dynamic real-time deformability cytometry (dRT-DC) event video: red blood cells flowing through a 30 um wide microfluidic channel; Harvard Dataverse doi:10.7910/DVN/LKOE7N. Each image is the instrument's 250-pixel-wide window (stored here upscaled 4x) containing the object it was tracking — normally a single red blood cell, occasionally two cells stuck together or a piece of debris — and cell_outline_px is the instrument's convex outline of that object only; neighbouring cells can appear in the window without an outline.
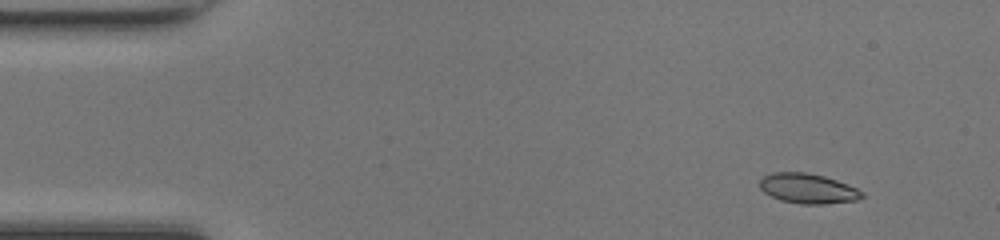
{"species": "common noctule bat (a hibernating species)", "species_latin": "Nyctalus noctula", "temperature_condition": "room temperature", "stored_images_in_passage": 48, "camera_frame_rate_fps": 3000, "um_per_image_px": 0.085, "animal": {"sex": "female", "body_mass_g": 17.0, "forearm_length_mm": 48.0}, "frame": {"image": 1, "passage_image": 4, "time_ms": 1.0, "image_size_px": [1000, 240], "cell_outline_px": [[864, 196], [856, 200], [824, 204], [800, 204], [780, 200], [764, 192], [760, 188], [760, 180], [764, 176], [772, 172], [808, 172], [824, 176], [848, 184], [864, 192]], "centroid_in_image_um": [68.67, 16.02], "position_along_channel_um": 16.3, "area_um2": 17.86}}
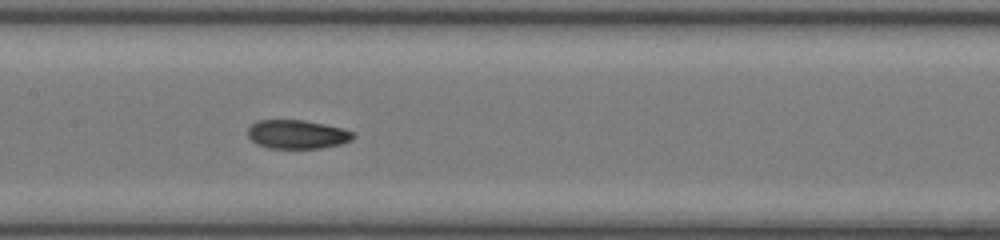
{"frame": {"image": 2, "passage_image": 23, "time_ms": 7.333, "image_size_px": [1000, 240], "cell_outline_px": [[356, 136], [352, 140], [340, 144], [320, 148], [268, 148], [256, 144], [248, 136], [248, 128], [252, 124], [260, 120], [304, 120], [344, 128], [352, 132]], "centroid_in_image_um": [25.27, 11.42], "position_along_channel_um": 182.1, "area_um2": 17.69}}
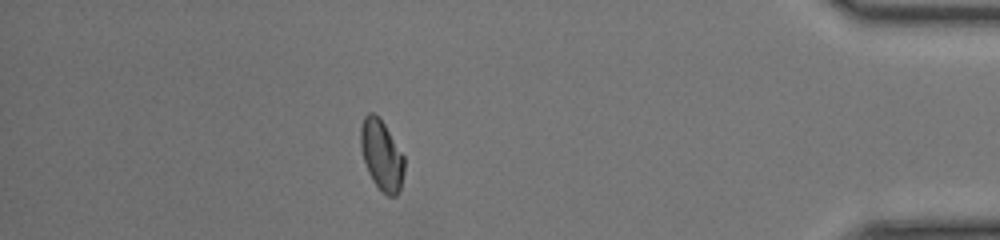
{"frame": {"image": 3, "passage_image": 42, "time_ms": 13.667, "image_size_px": [1000, 240], "cell_outline_px": [[404, 172], [400, 188], [396, 196], [388, 196], [372, 180], [368, 172], [360, 148], [360, 128], [364, 116], [368, 112], [372, 112], [384, 124], [404, 156]], "centroid_in_image_um": [32.42, 13.18], "position_along_channel_um": 402.8, "area_um2": 17.63}, "authors_computed_cell_mechanics": {"area_um2": 17.7446, "velocity_mm_per_s": 4.254, "shape_relaxation_time_tau1_ms": 7.4418, "shape_relaxation_time_tau2_ms": 2.8651, "deformation_change_tau1": 0.1599, "deformation_change_tau2": 0.0538}}